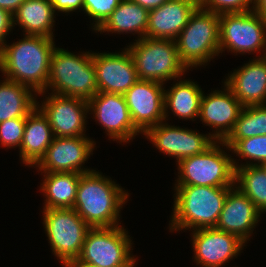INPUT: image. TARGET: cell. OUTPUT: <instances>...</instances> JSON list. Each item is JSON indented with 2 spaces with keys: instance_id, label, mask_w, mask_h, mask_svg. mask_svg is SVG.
I'll return each instance as SVG.
<instances>
[{
  "instance_id": "1",
  "label": "cell",
  "mask_w": 266,
  "mask_h": 267,
  "mask_svg": "<svg viewBox=\"0 0 266 267\" xmlns=\"http://www.w3.org/2000/svg\"><path fill=\"white\" fill-rule=\"evenodd\" d=\"M54 43V38L38 35H25L11 45L5 43L0 50V71L6 79L44 95Z\"/></svg>"
},
{
  "instance_id": "2",
  "label": "cell",
  "mask_w": 266,
  "mask_h": 267,
  "mask_svg": "<svg viewBox=\"0 0 266 267\" xmlns=\"http://www.w3.org/2000/svg\"><path fill=\"white\" fill-rule=\"evenodd\" d=\"M129 193L100 172L82 173L73 209L91 227H114Z\"/></svg>"
},
{
  "instance_id": "3",
  "label": "cell",
  "mask_w": 266,
  "mask_h": 267,
  "mask_svg": "<svg viewBox=\"0 0 266 267\" xmlns=\"http://www.w3.org/2000/svg\"><path fill=\"white\" fill-rule=\"evenodd\" d=\"M233 187L175 186L169 230L211 228L217 225L228 192Z\"/></svg>"
},
{
  "instance_id": "4",
  "label": "cell",
  "mask_w": 266,
  "mask_h": 267,
  "mask_svg": "<svg viewBox=\"0 0 266 267\" xmlns=\"http://www.w3.org/2000/svg\"><path fill=\"white\" fill-rule=\"evenodd\" d=\"M53 94L89 101L97 92L92 53L80 55L55 48L50 62L47 89Z\"/></svg>"
},
{
  "instance_id": "5",
  "label": "cell",
  "mask_w": 266,
  "mask_h": 267,
  "mask_svg": "<svg viewBox=\"0 0 266 267\" xmlns=\"http://www.w3.org/2000/svg\"><path fill=\"white\" fill-rule=\"evenodd\" d=\"M134 41L127 49L139 80L164 84L179 79L188 70L179 58L175 40L144 37Z\"/></svg>"
},
{
  "instance_id": "6",
  "label": "cell",
  "mask_w": 266,
  "mask_h": 267,
  "mask_svg": "<svg viewBox=\"0 0 266 267\" xmlns=\"http://www.w3.org/2000/svg\"><path fill=\"white\" fill-rule=\"evenodd\" d=\"M181 62L189 70L219 56V15L200 6L175 39ZM190 67V68H189Z\"/></svg>"
},
{
  "instance_id": "7",
  "label": "cell",
  "mask_w": 266,
  "mask_h": 267,
  "mask_svg": "<svg viewBox=\"0 0 266 267\" xmlns=\"http://www.w3.org/2000/svg\"><path fill=\"white\" fill-rule=\"evenodd\" d=\"M127 232L120 225L90 228L79 257L68 265L134 267L137 259L131 255L132 240Z\"/></svg>"
},
{
  "instance_id": "8",
  "label": "cell",
  "mask_w": 266,
  "mask_h": 267,
  "mask_svg": "<svg viewBox=\"0 0 266 267\" xmlns=\"http://www.w3.org/2000/svg\"><path fill=\"white\" fill-rule=\"evenodd\" d=\"M221 144L215 141L204 152L176 163L179 175L175 186L234 187L233 158L221 149Z\"/></svg>"
},
{
  "instance_id": "9",
  "label": "cell",
  "mask_w": 266,
  "mask_h": 267,
  "mask_svg": "<svg viewBox=\"0 0 266 267\" xmlns=\"http://www.w3.org/2000/svg\"><path fill=\"white\" fill-rule=\"evenodd\" d=\"M43 224L52 253L61 264L75 262L91 227L73 208L43 209Z\"/></svg>"
},
{
  "instance_id": "10",
  "label": "cell",
  "mask_w": 266,
  "mask_h": 267,
  "mask_svg": "<svg viewBox=\"0 0 266 267\" xmlns=\"http://www.w3.org/2000/svg\"><path fill=\"white\" fill-rule=\"evenodd\" d=\"M266 20L254 10L219 15V51L225 49L242 55L263 52Z\"/></svg>"
},
{
  "instance_id": "11",
  "label": "cell",
  "mask_w": 266,
  "mask_h": 267,
  "mask_svg": "<svg viewBox=\"0 0 266 267\" xmlns=\"http://www.w3.org/2000/svg\"><path fill=\"white\" fill-rule=\"evenodd\" d=\"M89 114H93L105 129L109 139L127 143L141 133L133 124L129 108L121 94L97 92L88 101ZM133 138V139H132Z\"/></svg>"
},
{
  "instance_id": "12",
  "label": "cell",
  "mask_w": 266,
  "mask_h": 267,
  "mask_svg": "<svg viewBox=\"0 0 266 267\" xmlns=\"http://www.w3.org/2000/svg\"><path fill=\"white\" fill-rule=\"evenodd\" d=\"M143 135L160 152L175 157L177 163L184 158L204 152L216 141L211 133L204 135L192 129L180 128L163 122L150 127Z\"/></svg>"
},
{
  "instance_id": "13",
  "label": "cell",
  "mask_w": 266,
  "mask_h": 267,
  "mask_svg": "<svg viewBox=\"0 0 266 267\" xmlns=\"http://www.w3.org/2000/svg\"><path fill=\"white\" fill-rule=\"evenodd\" d=\"M95 145L96 143L87 136L54 137L44 156L35 166L41 173L93 171L84 168L82 164L93 154Z\"/></svg>"
},
{
  "instance_id": "14",
  "label": "cell",
  "mask_w": 266,
  "mask_h": 267,
  "mask_svg": "<svg viewBox=\"0 0 266 267\" xmlns=\"http://www.w3.org/2000/svg\"><path fill=\"white\" fill-rule=\"evenodd\" d=\"M50 95L37 108L48 119L54 137L85 136L88 101L56 95Z\"/></svg>"
},
{
  "instance_id": "15",
  "label": "cell",
  "mask_w": 266,
  "mask_h": 267,
  "mask_svg": "<svg viewBox=\"0 0 266 267\" xmlns=\"http://www.w3.org/2000/svg\"><path fill=\"white\" fill-rule=\"evenodd\" d=\"M163 83L137 80L123 95L134 126L143 134L165 122Z\"/></svg>"
},
{
  "instance_id": "16",
  "label": "cell",
  "mask_w": 266,
  "mask_h": 267,
  "mask_svg": "<svg viewBox=\"0 0 266 267\" xmlns=\"http://www.w3.org/2000/svg\"><path fill=\"white\" fill-rule=\"evenodd\" d=\"M192 232L194 261L203 267H222L238 256L246 244L238 236L215 227L199 228Z\"/></svg>"
},
{
  "instance_id": "17",
  "label": "cell",
  "mask_w": 266,
  "mask_h": 267,
  "mask_svg": "<svg viewBox=\"0 0 266 267\" xmlns=\"http://www.w3.org/2000/svg\"><path fill=\"white\" fill-rule=\"evenodd\" d=\"M98 92L124 95L138 80L133 58L125 48L117 53H93Z\"/></svg>"
},
{
  "instance_id": "18",
  "label": "cell",
  "mask_w": 266,
  "mask_h": 267,
  "mask_svg": "<svg viewBox=\"0 0 266 267\" xmlns=\"http://www.w3.org/2000/svg\"><path fill=\"white\" fill-rule=\"evenodd\" d=\"M223 90H215L207 96L203 93L198 116L202 123L216 130L211 134L216 141L228 137L244 107L225 83Z\"/></svg>"
},
{
  "instance_id": "19",
  "label": "cell",
  "mask_w": 266,
  "mask_h": 267,
  "mask_svg": "<svg viewBox=\"0 0 266 267\" xmlns=\"http://www.w3.org/2000/svg\"><path fill=\"white\" fill-rule=\"evenodd\" d=\"M261 212L237 187L227 194L216 229L238 236L245 243L259 222Z\"/></svg>"
},
{
  "instance_id": "20",
  "label": "cell",
  "mask_w": 266,
  "mask_h": 267,
  "mask_svg": "<svg viewBox=\"0 0 266 267\" xmlns=\"http://www.w3.org/2000/svg\"><path fill=\"white\" fill-rule=\"evenodd\" d=\"M199 7V0H168L149 10L145 37L175 40Z\"/></svg>"
},
{
  "instance_id": "21",
  "label": "cell",
  "mask_w": 266,
  "mask_h": 267,
  "mask_svg": "<svg viewBox=\"0 0 266 267\" xmlns=\"http://www.w3.org/2000/svg\"><path fill=\"white\" fill-rule=\"evenodd\" d=\"M224 83L244 107L266 105V63L260 57L235 69Z\"/></svg>"
},
{
  "instance_id": "22",
  "label": "cell",
  "mask_w": 266,
  "mask_h": 267,
  "mask_svg": "<svg viewBox=\"0 0 266 267\" xmlns=\"http://www.w3.org/2000/svg\"><path fill=\"white\" fill-rule=\"evenodd\" d=\"M54 138L48 119L36 107L26 116L20 158L26 166H33L44 156Z\"/></svg>"
},
{
  "instance_id": "23",
  "label": "cell",
  "mask_w": 266,
  "mask_h": 267,
  "mask_svg": "<svg viewBox=\"0 0 266 267\" xmlns=\"http://www.w3.org/2000/svg\"><path fill=\"white\" fill-rule=\"evenodd\" d=\"M55 10L49 0H25L13 14L14 26L23 28V35L53 38Z\"/></svg>"
},
{
  "instance_id": "24",
  "label": "cell",
  "mask_w": 266,
  "mask_h": 267,
  "mask_svg": "<svg viewBox=\"0 0 266 267\" xmlns=\"http://www.w3.org/2000/svg\"><path fill=\"white\" fill-rule=\"evenodd\" d=\"M203 91L199 85L191 80H179L170 90L164 91L165 122L169 115L168 108L173 115L184 120L198 118Z\"/></svg>"
},
{
  "instance_id": "25",
  "label": "cell",
  "mask_w": 266,
  "mask_h": 267,
  "mask_svg": "<svg viewBox=\"0 0 266 267\" xmlns=\"http://www.w3.org/2000/svg\"><path fill=\"white\" fill-rule=\"evenodd\" d=\"M149 10L131 0H122L114 12L96 30L97 32L111 33H138V39L146 35L148 27ZM134 32V33H133ZM140 35V36H139Z\"/></svg>"
},
{
  "instance_id": "26",
  "label": "cell",
  "mask_w": 266,
  "mask_h": 267,
  "mask_svg": "<svg viewBox=\"0 0 266 267\" xmlns=\"http://www.w3.org/2000/svg\"><path fill=\"white\" fill-rule=\"evenodd\" d=\"M43 175L40 189L46 198L43 209L73 208L82 173L51 172Z\"/></svg>"
},
{
  "instance_id": "27",
  "label": "cell",
  "mask_w": 266,
  "mask_h": 267,
  "mask_svg": "<svg viewBox=\"0 0 266 267\" xmlns=\"http://www.w3.org/2000/svg\"><path fill=\"white\" fill-rule=\"evenodd\" d=\"M36 96L30 87L5 78L0 82V122L26 117L37 107Z\"/></svg>"
},
{
  "instance_id": "28",
  "label": "cell",
  "mask_w": 266,
  "mask_h": 267,
  "mask_svg": "<svg viewBox=\"0 0 266 267\" xmlns=\"http://www.w3.org/2000/svg\"><path fill=\"white\" fill-rule=\"evenodd\" d=\"M233 165L235 187L254 203L261 214L266 212V171L262 166L239 165L234 158Z\"/></svg>"
},
{
  "instance_id": "29",
  "label": "cell",
  "mask_w": 266,
  "mask_h": 267,
  "mask_svg": "<svg viewBox=\"0 0 266 267\" xmlns=\"http://www.w3.org/2000/svg\"><path fill=\"white\" fill-rule=\"evenodd\" d=\"M259 135H266V105L245 106L222 146L231 149L239 140Z\"/></svg>"
},
{
  "instance_id": "30",
  "label": "cell",
  "mask_w": 266,
  "mask_h": 267,
  "mask_svg": "<svg viewBox=\"0 0 266 267\" xmlns=\"http://www.w3.org/2000/svg\"><path fill=\"white\" fill-rule=\"evenodd\" d=\"M226 149L236 153L237 157L252 161L251 163L246 162L243 166H261L266 162V135L241 139L231 149L228 146H226ZM254 161L256 162L253 163Z\"/></svg>"
},
{
  "instance_id": "31",
  "label": "cell",
  "mask_w": 266,
  "mask_h": 267,
  "mask_svg": "<svg viewBox=\"0 0 266 267\" xmlns=\"http://www.w3.org/2000/svg\"><path fill=\"white\" fill-rule=\"evenodd\" d=\"M122 0H84L83 11L90 18L92 17V30H96L107 20L114 12Z\"/></svg>"
},
{
  "instance_id": "32",
  "label": "cell",
  "mask_w": 266,
  "mask_h": 267,
  "mask_svg": "<svg viewBox=\"0 0 266 267\" xmlns=\"http://www.w3.org/2000/svg\"><path fill=\"white\" fill-rule=\"evenodd\" d=\"M26 124V117H18L0 122V144L3 147L21 146Z\"/></svg>"
},
{
  "instance_id": "33",
  "label": "cell",
  "mask_w": 266,
  "mask_h": 267,
  "mask_svg": "<svg viewBox=\"0 0 266 267\" xmlns=\"http://www.w3.org/2000/svg\"><path fill=\"white\" fill-rule=\"evenodd\" d=\"M199 6L218 15L240 13L253 10L254 0H199Z\"/></svg>"
},
{
  "instance_id": "34",
  "label": "cell",
  "mask_w": 266,
  "mask_h": 267,
  "mask_svg": "<svg viewBox=\"0 0 266 267\" xmlns=\"http://www.w3.org/2000/svg\"><path fill=\"white\" fill-rule=\"evenodd\" d=\"M14 27L13 14L7 10L0 8V50L6 43V36Z\"/></svg>"
},
{
  "instance_id": "35",
  "label": "cell",
  "mask_w": 266,
  "mask_h": 267,
  "mask_svg": "<svg viewBox=\"0 0 266 267\" xmlns=\"http://www.w3.org/2000/svg\"><path fill=\"white\" fill-rule=\"evenodd\" d=\"M55 12L70 13L83 9L84 0H49Z\"/></svg>"
},
{
  "instance_id": "36",
  "label": "cell",
  "mask_w": 266,
  "mask_h": 267,
  "mask_svg": "<svg viewBox=\"0 0 266 267\" xmlns=\"http://www.w3.org/2000/svg\"><path fill=\"white\" fill-rule=\"evenodd\" d=\"M25 0H0V8L14 14Z\"/></svg>"
},
{
  "instance_id": "37",
  "label": "cell",
  "mask_w": 266,
  "mask_h": 267,
  "mask_svg": "<svg viewBox=\"0 0 266 267\" xmlns=\"http://www.w3.org/2000/svg\"><path fill=\"white\" fill-rule=\"evenodd\" d=\"M131 1H133L134 3H137L143 8L152 10V9L160 7L163 3H165L168 0H131Z\"/></svg>"
},
{
  "instance_id": "38",
  "label": "cell",
  "mask_w": 266,
  "mask_h": 267,
  "mask_svg": "<svg viewBox=\"0 0 266 267\" xmlns=\"http://www.w3.org/2000/svg\"><path fill=\"white\" fill-rule=\"evenodd\" d=\"M253 10L266 20V0H254Z\"/></svg>"
},
{
  "instance_id": "39",
  "label": "cell",
  "mask_w": 266,
  "mask_h": 267,
  "mask_svg": "<svg viewBox=\"0 0 266 267\" xmlns=\"http://www.w3.org/2000/svg\"><path fill=\"white\" fill-rule=\"evenodd\" d=\"M263 53L264 54L263 55L261 54V56H259V57L266 63V41H265V46H264Z\"/></svg>"
},
{
  "instance_id": "40",
  "label": "cell",
  "mask_w": 266,
  "mask_h": 267,
  "mask_svg": "<svg viewBox=\"0 0 266 267\" xmlns=\"http://www.w3.org/2000/svg\"><path fill=\"white\" fill-rule=\"evenodd\" d=\"M67 267H90L86 265H67Z\"/></svg>"
},
{
  "instance_id": "41",
  "label": "cell",
  "mask_w": 266,
  "mask_h": 267,
  "mask_svg": "<svg viewBox=\"0 0 266 267\" xmlns=\"http://www.w3.org/2000/svg\"><path fill=\"white\" fill-rule=\"evenodd\" d=\"M261 166L266 171V162H264Z\"/></svg>"
}]
</instances>
